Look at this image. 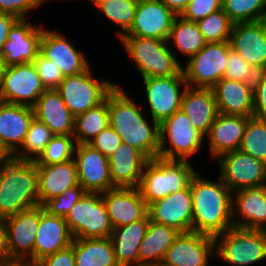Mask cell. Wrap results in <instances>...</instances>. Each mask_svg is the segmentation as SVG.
I'll return each mask as SVG.
<instances>
[{
    "instance_id": "6da1fadb",
    "label": "cell",
    "mask_w": 266,
    "mask_h": 266,
    "mask_svg": "<svg viewBox=\"0 0 266 266\" xmlns=\"http://www.w3.org/2000/svg\"><path fill=\"white\" fill-rule=\"evenodd\" d=\"M192 193V231L216 237L233 224V192L219 178L210 181L196 174L190 181Z\"/></svg>"
},
{
    "instance_id": "7a4b0ae2",
    "label": "cell",
    "mask_w": 266,
    "mask_h": 266,
    "mask_svg": "<svg viewBox=\"0 0 266 266\" xmlns=\"http://www.w3.org/2000/svg\"><path fill=\"white\" fill-rule=\"evenodd\" d=\"M131 99L118 85L109 92L110 126L121 137L122 143L139 149L148 159L158 157L159 124L152 120L150 126L139 106Z\"/></svg>"
},
{
    "instance_id": "3957f363",
    "label": "cell",
    "mask_w": 266,
    "mask_h": 266,
    "mask_svg": "<svg viewBox=\"0 0 266 266\" xmlns=\"http://www.w3.org/2000/svg\"><path fill=\"white\" fill-rule=\"evenodd\" d=\"M37 205L36 162L12 157L0 168V216L9 217Z\"/></svg>"
},
{
    "instance_id": "277c9868",
    "label": "cell",
    "mask_w": 266,
    "mask_h": 266,
    "mask_svg": "<svg viewBox=\"0 0 266 266\" xmlns=\"http://www.w3.org/2000/svg\"><path fill=\"white\" fill-rule=\"evenodd\" d=\"M196 171L188 160L149 159L138 189L147 205L189 186Z\"/></svg>"
},
{
    "instance_id": "5b68a950",
    "label": "cell",
    "mask_w": 266,
    "mask_h": 266,
    "mask_svg": "<svg viewBox=\"0 0 266 266\" xmlns=\"http://www.w3.org/2000/svg\"><path fill=\"white\" fill-rule=\"evenodd\" d=\"M119 40L142 78L175 76L182 70L167 41L138 36H122Z\"/></svg>"
},
{
    "instance_id": "8992f818",
    "label": "cell",
    "mask_w": 266,
    "mask_h": 266,
    "mask_svg": "<svg viewBox=\"0 0 266 266\" xmlns=\"http://www.w3.org/2000/svg\"><path fill=\"white\" fill-rule=\"evenodd\" d=\"M214 241L215 255L232 266H249L266 259V230L233 226Z\"/></svg>"
},
{
    "instance_id": "52a82bcc",
    "label": "cell",
    "mask_w": 266,
    "mask_h": 266,
    "mask_svg": "<svg viewBox=\"0 0 266 266\" xmlns=\"http://www.w3.org/2000/svg\"><path fill=\"white\" fill-rule=\"evenodd\" d=\"M65 220L73 238H111L113 232L101 193L86 192Z\"/></svg>"
},
{
    "instance_id": "ba28073f",
    "label": "cell",
    "mask_w": 266,
    "mask_h": 266,
    "mask_svg": "<svg viewBox=\"0 0 266 266\" xmlns=\"http://www.w3.org/2000/svg\"><path fill=\"white\" fill-rule=\"evenodd\" d=\"M160 150L158 157L168 160H186L201 148L204 136L192 125L180 109L159 125ZM168 137V139H167ZM168 140V141H167ZM169 142V146L166 147Z\"/></svg>"
},
{
    "instance_id": "9c48e42d",
    "label": "cell",
    "mask_w": 266,
    "mask_h": 266,
    "mask_svg": "<svg viewBox=\"0 0 266 266\" xmlns=\"http://www.w3.org/2000/svg\"><path fill=\"white\" fill-rule=\"evenodd\" d=\"M91 68L81 74L66 76L56 90L74 117L103 103L116 86L111 81L92 77Z\"/></svg>"
},
{
    "instance_id": "30bf717a",
    "label": "cell",
    "mask_w": 266,
    "mask_h": 266,
    "mask_svg": "<svg viewBox=\"0 0 266 266\" xmlns=\"http://www.w3.org/2000/svg\"><path fill=\"white\" fill-rule=\"evenodd\" d=\"M230 42L206 43L196 55L182 67L189 87L212 88L224 77L227 67Z\"/></svg>"
},
{
    "instance_id": "8fae6325",
    "label": "cell",
    "mask_w": 266,
    "mask_h": 266,
    "mask_svg": "<svg viewBox=\"0 0 266 266\" xmlns=\"http://www.w3.org/2000/svg\"><path fill=\"white\" fill-rule=\"evenodd\" d=\"M45 90L33 62L6 66L0 101L33 107Z\"/></svg>"
},
{
    "instance_id": "7c38bea8",
    "label": "cell",
    "mask_w": 266,
    "mask_h": 266,
    "mask_svg": "<svg viewBox=\"0 0 266 266\" xmlns=\"http://www.w3.org/2000/svg\"><path fill=\"white\" fill-rule=\"evenodd\" d=\"M219 176L232 191L266 184V163L240 150L221 155Z\"/></svg>"
},
{
    "instance_id": "4fadbf2b",
    "label": "cell",
    "mask_w": 266,
    "mask_h": 266,
    "mask_svg": "<svg viewBox=\"0 0 266 266\" xmlns=\"http://www.w3.org/2000/svg\"><path fill=\"white\" fill-rule=\"evenodd\" d=\"M152 120L159 125L181 109L185 88L188 86L183 71L169 77L142 78ZM180 86H184L181 91Z\"/></svg>"
},
{
    "instance_id": "5bb4252c",
    "label": "cell",
    "mask_w": 266,
    "mask_h": 266,
    "mask_svg": "<svg viewBox=\"0 0 266 266\" xmlns=\"http://www.w3.org/2000/svg\"><path fill=\"white\" fill-rule=\"evenodd\" d=\"M75 160L79 184L86 192L105 193L116 188L110 178L108 157L88 143L77 144Z\"/></svg>"
},
{
    "instance_id": "9a60e30c",
    "label": "cell",
    "mask_w": 266,
    "mask_h": 266,
    "mask_svg": "<svg viewBox=\"0 0 266 266\" xmlns=\"http://www.w3.org/2000/svg\"><path fill=\"white\" fill-rule=\"evenodd\" d=\"M231 49L257 71L266 70V19L233 23Z\"/></svg>"
},
{
    "instance_id": "2e32d148",
    "label": "cell",
    "mask_w": 266,
    "mask_h": 266,
    "mask_svg": "<svg viewBox=\"0 0 266 266\" xmlns=\"http://www.w3.org/2000/svg\"><path fill=\"white\" fill-rule=\"evenodd\" d=\"M39 224L40 205L7 217V242L3 255L34 259V244Z\"/></svg>"
},
{
    "instance_id": "e0dca14e",
    "label": "cell",
    "mask_w": 266,
    "mask_h": 266,
    "mask_svg": "<svg viewBox=\"0 0 266 266\" xmlns=\"http://www.w3.org/2000/svg\"><path fill=\"white\" fill-rule=\"evenodd\" d=\"M192 213L190 185L148 205L151 221L172 227L181 233L192 231Z\"/></svg>"
},
{
    "instance_id": "ac0fdd59",
    "label": "cell",
    "mask_w": 266,
    "mask_h": 266,
    "mask_svg": "<svg viewBox=\"0 0 266 266\" xmlns=\"http://www.w3.org/2000/svg\"><path fill=\"white\" fill-rule=\"evenodd\" d=\"M176 16L159 0H139L133 25L123 36L167 41Z\"/></svg>"
},
{
    "instance_id": "d6986e66",
    "label": "cell",
    "mask_w": 266,
    "mask_h": 266,
    "mask_svg": "<svg viewBox=\"0 0 266 266\" xmlns=\"http://www.w3.org/2000/svg\"><path fill=\"white\" fill-rule=\"evenodd\" d=\"M18 19L10 29L0 57L6 66L33 62L40 53L43 27Z\"/></svg>"
},
{
    "instance_id": "ffe728a7",
    "label": "cell",
    "mask_w": 266,
    "mask_h": 266,
    "mask_svg": "<svg viewBox=\"0 0 266 266\" xmlns=\"http://www.w3.org/2000/svg\"><path fill=\"white\" fill-rule=\"evenodd\" d=\"M214 255V237L190 231L179 234L163 260L173 266H208Z\"/></svg>"
},
{
    "instance_id": "44dd1931",
    "label": "cell",
    "mask_w": 266,
    "mask_h": 266,
    "mask_svg": "<svg viewBox=\"0 0 266 266\" xmlns=\"http://www.w3.org/2000/svg\"><path fill=\"white\" fill-rule=\"evenodd\" d=\"M113 229L141 220L148 215V205L138 187H116L102 193Z\"/></svg>"
},
{
    "instance_id": "7402d4cb",
    "label": "cell",
    "mask_w": 266,
    "mask_h": 266,
    "mask_svg": "<svg viewBox=\"0 0 266 266\" xmlns=\"http://www.w3.org/2000/svg\"><path fill=\"white\" fill-rule=\"evenodd\" d=\"M40 53L51 60L63 76H74L90 68L83 52L77 50L60 32L43 28Z\"/></svg>"
},
{
    "instance_id": "603a6c76",
    "label": "cell",
    "mask_w": 266,
    "mask_h": 266,
    "mask_svg": "<svg viewBox=\"0 0 266 266\" xmlns=\"http://www.w3.org/2000/svg\"><path fill=\"white\" fill-rule=\"evenodd\" d=\"M73 239L65 218L50 215L40 205V224L35 237L34 260L39 262L44 257L69 247Z\"/></svg>"
},
{
    "instance_id": "cb8c5ba5",
    "label": "cell",
    "mask_w": 266,
    "mask_h": 266,
    "mask_svg": "<svg viewBox=\"0 0 266 266\" xmlns=\"http://www.w3.org/2000/svg\"><path fill=\"white\" fill-rule=\"evenodd\" d=\"M233 193L236 194L232 204L234 226L266 230V184Z\"/></svg>"
},
{
    "instance_id": "d4e9b609",
    "label": "cell",
    "mask_w": 266,
    "mask_h": 266,
    "mask_svg": "<svg viewBox=\"0 0 266 266\" xmlns=\"http://www.w3.org/2000/svg\"><path fill=\"white\" fill-rule=\"evenodd\" d=\"M33 118V107L0 101V142L11 155L20 152Z\"/></svg>"
},
{
    "instance_id": "484cf974",
    "label": "cell",
    "mask_w": 266,
    "mask_h": 266,
    "mask_svg": "<svg viewBox=\"0 0 266 266\" xmlns=\"http://www.w3.org/2000/svg\"><path fill=\"white\" fill-rule=\"evenodd\" d=\"M219 113L252 117L253 85L222 78L212 87Z\"/></svg>"
},
{
    "instance_id": "4316f807",
    "label": "cell",
    "mask_w": 266,
    "mask_h": 266,
    "mask_svg": "<svg viewBox=\"0 0 266 266\" xmlns=\"http://www.w3.org/2000/svg\"><path fill=\"white\" fill-rule=\"evenodd\" d=\"M39 205L56 198L79 184L75 160L50 165H36Z\"/></svg>"
},
{
    "instance_id": "83f0119b",
    "label": "cell",
    "mask_w": 266,
    "mask_h": 266,
    "mask_svg": "<svg viewBox=\"0 0 266 266\" xmlns=\"http://www.w3.org/2000/svg\"><path fill=\"white\" fill-rule=\"evenodd\" d=\"M249 117L218 113L206 139L214 159L240 149L242 137Z\"/></svg>"
},
{
    "instance_id": "f1b7e54d",
    "label": "cell",
    "mask_w": 266,
    "mask_h": 266,
    "mask_svg": "<svg viewBox=\"0 0 266 266\" xmlns=\"http://www.w3.org/2000/svg\"><path fill=\"white\" fill-rule=\"evenodd\" d=\"M34 117L43 122L54 135L74 134L75 117L56 89H46L33 106Z\"/></svg>"
},
{
    "instance_id": "f546056e",
    "label": "cell",
    "mask_w": 266,
    "mask_h": 266,
    "mask_svg": "<svg viewBox=\"0 0 266 266\" xmlns=\"http://www.w3.org/2000/svg\"><path fill=\"white\" fill-rule=\"evenodd\" d=\"M110 178L115 187H138L149 160L139 149L122 143L108 158Z\"/></svg>"
},
{
    "instance_id": "4dcf8cb0",
    "label": "cell",
    "mask_w": 266,
    "mask_h": 266,
    "mask_svg": "<svg viewBox=\"0 0 266 266\" xmlns=\"http://www.w3.org/2000/svg\"><path fill=\"white\" fill-rule=\"evenodd\" d=\"M181 110L187 115L193 127L204 137L219 113L212 88L189 86L185 88Z\"/></svg>"
},
{
    "instance_id": "1f68e13d",
    "label": "cell",
    "mask_w": 266,
    "mask_h": 266,
    "mask_svg": "<svg viewBox=\"0 0 266 266\" xmlns=\"http://www.w3.org/2000/svg\"><path fill=\"white\" fill-rule=\"evenodd\" d=\"M149 221L147 215L141 220L113 229L111 241L120 266H139L140 243L145 237Z\"/></svg>"
},
{
    "instance_id": "d6a6232c",
    "label": "cell",
    "mask_w": 266,
    "mask_h": 266,
    "mask_svg": "<svg viewBox=\"0 0 266 266\" xmlns=\"http://www.w3.org/2000/svg\"><path fill=\"white\" fill-rule=\"evenodd\" d=\"M181 232L149 221L145 237L140 243L139 248V266H145L164 259L167 250L175 242Z\"/></svg>"
},
{
    "instance_id": "836d02e7",
    "label": "cell",
    "mask_w": 266,
    "mask_h": 266,
    "mask_svg": "<svg viewBox=\"0 0 266 266\" xmlns=\"http://www.w3.org/2000/svg\"><path fill=\"white\" fill-rule=\"evenodd\" d=\"M76 266H120L111 238H74Z\"/></svg>"
},
{
    "instance_id": "e575fe53",
    "label": "cell",
    "mask_w": 266,
    "mask_h": 266,
    "mask_svg": "<svg viewBox=\"0 0 266 266\" xmlns=\"http://www.w3.org/2000/svg\"><path fill=\"white\" fill-rule=\"evenodd\" d=\"M167 42H173L174 48L186 55L188 59L201 51L207 43L197 23L186 20L180 15L174 19Z\"/></svg>"
},
{
    "instance_id": "d590c367",
    "label": "cell",
    "mask_w": 266,
    "mask_h": 266,
    "mask_svg": "<svg viewBox=\"0 0 266 266\" xmlns=\"http://www.w3.org/2000/svg\"><path fill=\"white\" fill-rule=\"evenodd\" d=\"M110 125L108 96L100 105L75 117L73 137L77 144L89 143Z\"/></svg>"
},
{
    "instance_id": "8d00e7d4",
    "label": "cell",
    "mask_w": 266,
    "mask_h": 266,
    "mask_svg": "<svg viewBox=\"0 0 266 266\" xmlns=\"http://www.w3.org/2000/svg\"><path fill=\"white\" fill-rule=\"evenodd\" d=\"M54 136V133L43 122L34 117L22 144V152H15L12 155L13 158L22 161H36Z\"/></svg>"
},
{
    "instance_id": "74e56055",
    "label": "cell",
    "mask_w": 266,
    "mask_h": 266,
    "mask_svg": "<svg viewBox=\"0 0 266 266\" xmlns=\"http://www.w3.org/2000/svg\"><path fill=\"white\" fill-rule=\"evenodd\" d=\"M239 150L266 163V119L248 118Z\"/></svg>"
},
{
    "instance_id": "f35d334b",
    "label": "cell",
    "mask_w": 266,
    "mask_h": 266,
    "mask_svg": "<svg viewBox=\"0 0 266 266\" xmlns=\"http://www.w3.org/2000/svg\"><path fill=\"white\" fill-rule=\"evenodd\" d=\"M139 0H105L96 7L99 11L120 28L117 32L118 38L125 35L132 27L136 15L137 4Z\"/></svg>"
},
{
    "instance_id": "ab89813d",
    "label": "cell",
    "mask_w": 266,
    "mask_h": 266,
    "mask_svg": "<svg viewBox=\"0 0 266 266\" xmlns=\"http://www.w3.org/2000/svg\"><path fill=\"white\" fill-rule=\"evenodd\" d=\"M222 9L233 23L266 19V0H222Z\"/></svg>"
},
{
    "instance_id": "60d3db41",
    "label": "cell",
    "mask_w": 266,
    "mask_h": 266,
    "mask_svg": "<svg viewBox=\"0 0 266 266\" xmlns=\"http://www.w3.org/2000/svg\"><path fill=\"white\" fill-rule=\"evenodd\" d=\"M207 43L229 41L233 22L220 9L196 22Z\"/></svg>"
},
{
    "instance_id": "b9f144b4",
    "label": "cell",
    "mask_w": 266,
    "mask_h": 266,
    "mask_svg": "<svg viewBox=\"0 0 266 266\" xmlns=\"http://www.w3.org/2000/svg\"><path fill=\"white\" fill-rule=\"evenodd\" d=\"M76 145L77 143L73 136L55 135L35 161L36 165L58 164L72 160Z\"/></svg>"
},
{
    "instance_id": "7bdbcfd3",
    "label": "cell",
    "mask_w": 266,
    "mask_h": 266,
    "mask_svg": "<svg viewBox=\"0 0 266 266\" xmlns=\"http://www.w3.org/2000/svg\"><path fill=\"white\" fill-rule=\"evenodd\" d=\"M259 71L248 64L237 52L230 49L223 78L254 84Z\"/></svg>"
},
{
    "instance_id": "ee69618b",
    "label": "cell",
    "mask_w": 266,
    "mask_h": 266,
    "mask_svg": "<svg viewBox=\"0 0 266 266\" xmlns=\"http://www.w3.org/2000/svg\"><path fill=\"white\" fill-rule=\"evenodd\" d=\"M86 193L83 187L78 184L67 189L64 193L54 199L47 201L43 207L50 215L65 218L71 208L77 203Z\"/></svg>"
},
{
    "instance_id": "f6af8a7d",
    "label": "cell",
    "mask_w": 266,
    "mask_h": 266,
    "mask_svg": "<svg viewBox=\"0 0 266 266\" xmlns=\"http://www.w3.org/2000/svg\"><path fill=\"white\" fill-rule=\"evenodd\" d=\"M33 64L46 89H56L65 78L55 64L39 53Z\"/></svg>"
},
{
    "instance_id": "bcb514c9",
    "label": "cell",
    "mask_w": 266,
    "mask_h": 266,
    "mask_svg": "<svg viewBox=\"0 0 266 266\" xmlns=\"http://www.w3.org/2000/svg\"><path fill=\"white\" fill-rule=\"evenodd\" d=\"M220 9H222V0H190L180 16L197 22Z\"/></svg>"
},
{
    "instance_id": "7dc6e473",
    "label": "cell",
    "mask_w": 266,
    "mask_h": 266,
    "mask_svg": "<svg viewBox=\"0 0 266 266\" xmlns=\"http://www.w3.org/2000/svg\"><path fill=\"white\" fill-rule=\"evenodd\" d=\"M88 144L98 149L104 156L109 158L122 144V140L109 125Z\"/></svg>"
},
{
    "instance_id": "c3c4849f",
    "label": "cell",
    "mask_w": 266,
    "mask_h": 266,
    "mask_svg": "<svg viewBox=\"0 0 266 266\" xmlns=\"http://www.w3.org/2000/svg\"><path fill=\"white\" fill-rule=\"evenodd\" d=\"M42 3L43 0H0V12L24 19L30 10L38 8Z\"/></svg>"
},
{
    "instance_id": "681fc988",
    "label": "cell",
    "mask_w": 266,
    "mask_h": 266,
    "mask_svg": "<svg viewBox=\"0 0 266 266\" xmlns=\"http://www.w3.org/2000/svg\"><path fill=\"white\" fill-rule=\"evenodd\" d=\"M254 109L253 116L266 119V70L260 71L253 84Z\"/></svg>"
},
{
    "instance_id": "f907efd6",
    "label": "cell",
    "mask_w": 266,
    "mask_h": 266,
    "mask_svg": "<svg viewBox=\"0 0 266 266\" xmlns=\"http://www.w3.org/2000/svg\"><path fill=\"white\" fill-rule=\"evenodd\" d=\"M38 263L39 266H76L74 257V239L69 247L44 257Z\"/></svg>"
},
{
    "instance_id": "816d5d0a",
    "label": "cell",
    "mask_w": 266,
    "mask_h": 266,
    "mask_svg": "<svg viewBox=\"0 0 266 266\" xmlns=\"http://www.w3.org/2000/svg\"><path fill=\"white\" fill-rule=\"evenodd\" d=\"M17 20L18 18L13 15L0 12V54L7 41L10 29Z\"/></svg>"
},
{
    "instance_id": "f5cc1de1",
    "label": "cell",
    "mask_w": 266,
    "mask_h": 266,
    "mask_svg": "<svg viewBox=\"0 0 266 266\" xmlns=\"http://www.w3.org/2000/svg\"><path fill=\"white\" fill-rule=\"evenodd\" d=\"M0 266H39V263L30 257H10L2 254Z\"/></svg>"
},
{
    "instance_id": "db71d44e",
    "label": "cell",
    "mask_w": 266,
    "mask_h": 266,
    "mask_svg": "<svg viewBox=\"0 0 266 266\" xmlns=\"http://www.w3.org/2000/svg\"><path fill=\"white\" fill-rule=\"evenodd\" d=\"M163 2L176 15H181L188 6L190 0H159Z\"/></svg>"
},
{
    "instance_id": "11a10c76",
    "label": "cell",
    "mask_w": 266,
    "mask_h": 266,
    "mask_svg": "<svg viewBox=\"0 0 266 266\" xmlns=\"http://www.w3.org/2000/svg\"><path fill=\"white\" fill-rule=\"evenodd\" d=\"M7 242V217L0 216V255L3 254Z\"/></svg>"
},
{
    "instance_id": "9f6ffc18",
    "label": "cell",
    "mask_w": 266,
    "mask_h": 266,
    "mask_svg": "<svg viewBox=\"0 0 266 266\" xmlns=\"http://www.w3.org/2000/svg\"><path fill=\"white\" fill-rule=\"evenodd\" d=\"M13 156L0 142V168L6 164Z\"/></svg>"
},
{
    "instance_id": "6f0895ef",
    "label": "cell",
    "mask_w": 266,
    "mask_h": 266,
    "mask_svg": "<svg viewBox=\"0 0 266 266\" xmlns=\"http://www.w3.org/2000/svg\"><path fill=\"white\" fill-rule=\"evenodd\" d=\"M5 69H6V65L4 64L2 58L0 57V89H1V86H2V80H3V77H4Z\"/></svg>"
},
{
    "instance_id": "680465c9",
    "label": "cell",
    "mask_w": 266,
    "mask_h": 266,
    "mask_svg": "<svg viewBox=\"0 0 266 266\" xmlns=\"http://www.w3.org/2000/svg\"><path fill=\"white\" fill-rule=\"evenodd\" d=\"M145 266H173V265L166 263L164 260H161V261L151 263Z\"/></svg>"
},
{
    "instance_id": "91938a15",
    "label": "cell",
    "mask_w": 266,
    "mask_h": 266,
    "mask_svg": "<svg viewBox=\"0 0 266 266\" xmlns=\"http://www.w3.org/2000/svg\"><path fill=\"white\" fill-rule=\"evenodd\" d=\"M91 2H93V4H95V6H97L98 4H100L102 1L105 0H90Z\"/></svg>"
}]
</instances>
